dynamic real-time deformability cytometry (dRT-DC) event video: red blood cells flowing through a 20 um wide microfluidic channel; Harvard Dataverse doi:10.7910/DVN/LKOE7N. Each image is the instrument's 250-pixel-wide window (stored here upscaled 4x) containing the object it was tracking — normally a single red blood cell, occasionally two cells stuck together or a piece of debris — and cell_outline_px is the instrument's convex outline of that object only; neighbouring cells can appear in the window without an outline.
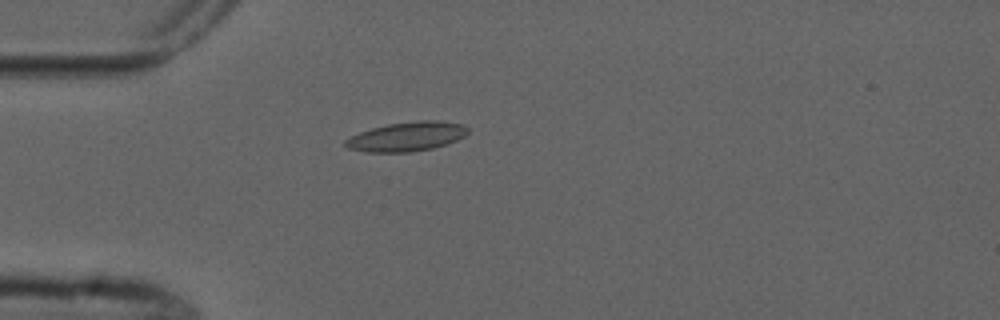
{"species": "common noctule bat (a hibernating species)", "species_latin": "Nyctalus noctula", "temperature_condition": "cold", "stored_images_in_passage": 3, "camera_frame_rate_fps": 3000, "um_per_image_px": 0.085, "animal": {"sex": "male", "forearm_length_mm": 52.5}, "frame": {"image": 1, "passage_image": 3, "time_ms": 2.333, "image_size_px": [1000, 320], "cell_outline_px": [[468, 132], [464, 136], [448, 144], [432, 148], [408, 152], [368, 152], [348, 148], [344, 144], [344, 140], [360, 132], [372, 128], [388, 124], [416, 120], [440, 120], [460, 124], [468, 128]], "centroid_in_image_um": [34.58, 11.6], "position_along_channel_um": 50.4, "area_um2": 20.81}}